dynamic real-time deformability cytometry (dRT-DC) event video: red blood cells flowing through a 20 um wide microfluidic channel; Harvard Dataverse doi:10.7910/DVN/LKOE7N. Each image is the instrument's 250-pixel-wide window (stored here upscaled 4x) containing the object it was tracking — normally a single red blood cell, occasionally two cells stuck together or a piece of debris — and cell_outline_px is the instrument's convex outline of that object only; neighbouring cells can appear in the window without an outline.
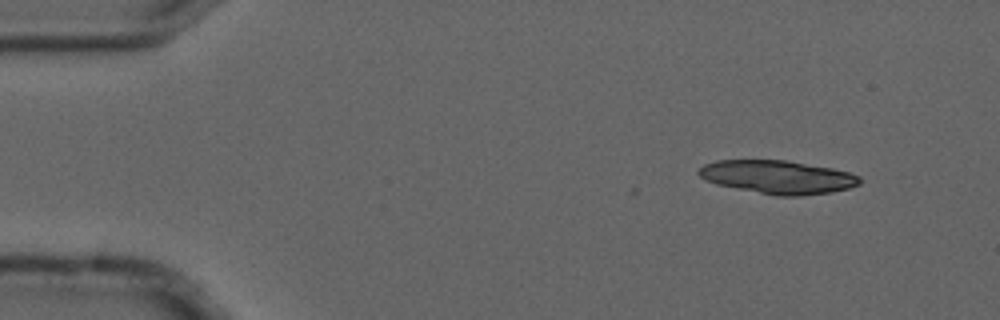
{"species": "common noctule bat (a hibernating species)", "species_latin": "Nyctalus noctula", "temperature_condition": "cold", "stored_images_in_passage": 6, "camera_frame_rate_fps": 3000, "um_per_image_px": 0.085, "animal": {"sex": "male", "forearm_length_mm": 52.5}, "frame": {"image": 1, "passage_image": 1, "time_ms": 0.0, "image_size_px": [1000, 320], "cell_outline_px": [[860, 184], [848, 188], [832, 192], [800, 196], [776, 196], [716, 184], [704, 180], [696, 172], [704, 164], [716, 160], [784, 160], [832, 168], [848, 172], [860, 176]], "centroid_in_image_um": [66.09, 15.05], "position_along_channel_um": 18.9, "area_um2": 31.27}}
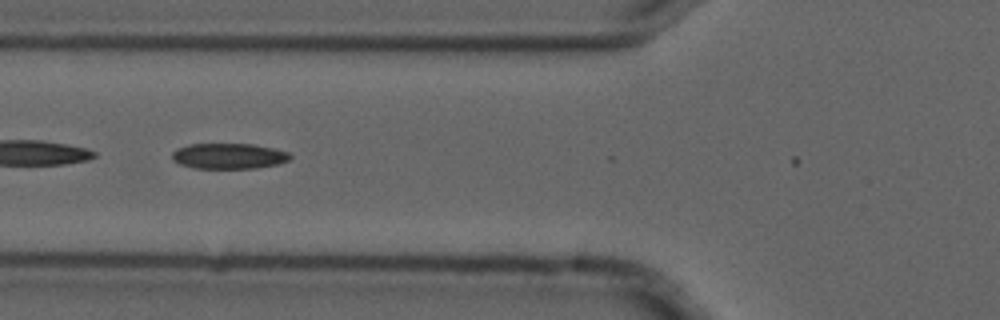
{"frame": {"image": 2, "passage_image": 5, "time_ms": 1.333, "image_size_px": [1000, 320], "cell_outline_px": [[292, 156], [288, 160], [280, 164], [256, 168], [192, 168], [180, 164], [172, 160], [172, 152], [176, 148], [188, 144], [252, 144], [272, 148], [288, 152]], "centroid_in_image_um": [19.42, 13.26], "position_along_channel_um": 106.4, "area_um2": 17.69}}